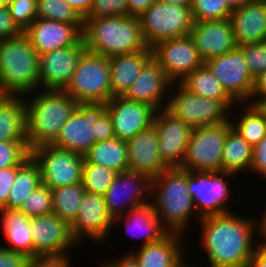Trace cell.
<instances>
[{
    "label": "cell",
    "instance_id": "obj_1",
    "mask_svg": "<svg viewBox=\"0 0 266 267\" xmlns=\"http://www.w3.org/2000/svg\"><path fill=\"white\" fill-rule=\"evenodd\" d=\"M198 221L201 224L200 242L209 267H248L257 247L254 234L259 232L253 218L247 219L230 211L201 217Z\"/></svg>",
    "mask_w": 266,
    "mask_h": 267
},
{
    "label": "cell",
    "instance_id": "obj_2",
    "mask_svg": "<svg viewBox=\"0 0 266 267\" xmlns=\"http://www.w3.org/2000/svg\"><path fill=\"white\" fill-rule=\"evenodd\" d=\"M82 40L88 51L108 58L148 48L139 18L130 15L85 17Z\"/></svg>",
    "mask_w": 266,
    "mask_h": 267
},
{
    "label": "cell",
    "instance_id": "obj_3",
    "mask_svg": "<svg viewBox=\"0 0 266 267\" xmlns=\"http://www.w3.org/2000/svg\"><path fill=\"white\" fill-rule=\"evenodd\" d=\"M35 93H29L33 99H26L25 102L26 137L30 150L39 145L52 144L79 105L64 91L42 90Z\"/></svg>",
    "mask_w": 266,
    "mask_h": 267
},
{
    "label": "cell",
    "instance_id": "obj_4",
    "mask_svg": "<svg viewBox=\"0 0 266 267\" xmlns=\"http://www.w3.org/2000/svg\"><path fill=\"white\" fill-rule=\"evenodd\" d=\"M39 89V54L27 35L21 32L0 41V95L28 99L29 93Z\"/></svg>",
    "mask_w": 266,
    "mask_h": 267
},
{
    "label": "cell",
    "instance_id": "obj_5",
    "mask_svg": "<svg viewBox=\"0 0 266 267\" xmlns=\"http://www.w3.org/2000/svg\"><path fill=\"white\" fill-rule=\"evenodd\" d=\"M151 191V204L162 225L184 235L192 213L197 214L188 191V171L168 168L152 180Z\"/></svg>",
    "mask_w": 266,
    "mask_h": 267
},
{
    "label": "cell",
    "instance_id": "obj_6",
    "mask_svg": "<svg viewBox=\"0 0 266 267\" xmlns=\"http://www.w3.org/2000/svg\"><path fill=\"white\" fill-rule=\"evenodd\" d=\"M63 91L79 105L106 104L112 98L109 58L86 50Z\"/></svg>",
    "mask_w": 266,
    "mask_h": 267
},
{
    "label": "cell",
    "instance_id": "obj_7",
    "mask_svg": "<svg viewBox=\"0 0 266 267\" xmlns=\"http://www.w3.org/2000/svg\"><path fill=\"white\" fill-rule=\"evenodd\" d=\"M138 18L149 48L164 40L190 35L194 23L191 7L160 0H155Z\"/></svg>",
    "mask_w": 266,
    "mask_h": 267
},
{
    "label": "cell",
    "instance_id": "obj_8",
    "mask_svg": "<svg viewBox=\"0 0 266 267\" xmlns=\"http://www.w3.org/2000/svg\"><path fill=\"white\" fill-rule=\"evenodd\" d=\"M231 122L192 129L184 161L188 172H222V152Z\"/></svg>",
    "mask_w": 266,
    "mask_h": 267
},
{
    "label": "cell",
    "instance_id": "obj_9",
    "mask_svg": "<svg viewBox=\"0 0 266 267\" xmlns=\"http://www.w3.org/2000/svg\"><path fill=\"white\" fill-rule=\"evenodd\" d=\"M176 84L175 94L167 101L166 110L190 128L213 126L230 121V109L220 100L198 96Z\"/></svg>",
    "mask_w": 266,
    "mask_h": 267
},
{
    "label": "cell",
    "instance_id": "obj_10",
    "mask_svg": "<svg viewBox=\"0 0 266 267\" xmlns=\"http://www.w3.org/2000/svg\"><path fill=\"white\" fill-rule=\"evenodd\" d=\"M31 157L39 165L42 183L51 189L82 181V154L45 144L31 149Z\"/></svg>",
    "mask_w": 266,
    "mask_h": 267
},
{
    "label": "cell",
    "instance_id": "obj_11",
    "mask_svg": "<svg viewBox=\"0 0 266 267\" xmlns=\"http://www.w3.org/2000/svg\"><path fill=\"white\" fill-rule=\"evenodd\" d=\"M229 172H188V191L193 198L197 219L230 212L227 199L231 196L228 187Z\"/></svg>",
    "mask_w": 266,
    "mask_h": 267
},
{
    "label": "cell",
    "instance_id": "obj_12",
    "mask_svg": "<svg viewBox=\"0 0 266 267\" xmlns=\"http://www.w3.org/2000/svg\"><path fill=\"white\" fill-rule=\"evenodd\" d=\"M227 94L239 105L249 103L255 77L246 64L242 50L236 49L204 62Z\"/></svg>",
    "mask_w": 266,
    "mask_h": 267
},
{
    "label": "cell",
    "instance_id": "obj_13",
    "mask_svg": "<svg viewBox=\"0 0 266 267\" xmlns=\"http://www.w3.org/2000/svg\"><path fill=\"white\" fill-rule=\"evenodd\" d=\"M151 51L152 58L173 83H179L204 64L190 35L161 41Z\"/></svg>",
    "mask_w": 266,
    "mask_h": 267
},
{
    "label": "cell",
    "instance_id": "obj_14",
    "mask_svg": "<svg viewBox=\"0 0 266 267\" xmlns=\"http://www.w3.org/2000/svg\"><path fill=\"white\" fill-rule=\"evenodd\" d=\"M151 185L152 180L144 174L129 170L117 173L113 184L104 194L107 211L112 219L152 202L146 200L148 195H145L148 190L147 194H151Z\"/></svg>",
    "mask_w": 266,
    "mask_h": 267
},
{
    "label": "cell",
    "instance_id": "obj_15",
    "mask_svg": "<svg viewBox=\"0 0 266 267\" xmlns=\"http://www.w3.org/2000/svg\"><path fill=\"white\" fill-rule=\"evenodd\" d=\"M153 126L158 135V151L162 161L168 168H180L192 128L165 108L156 111Z\"/></svg>",
    "mask_w": 266,
    "mask_h": 267
},
{
    "label": "cell",
    "instance_id": "obj_16",
    "mask_svg": "<svg viewBox=\"0 0 266 267\" xmlns=\"http://www.w3.org/2000/svg\"><path fill=\"white\" fill-rule=\"evenodd\" d=\"M31 233L33 258L64 255L78 244L72 235L70 224L54 213L31 218Z\"/></svg>",
    "mask_w": 266,
    "mask_h": 267
},
{
    "label": "cell",
    "instance_id": "obj_17",
    "mask_svg": "<svg viewBox=\"0 0 266 267\" xmlns=\"http://www.w3.org/2000/svg\"><path fill=\"white\" fill-rule=\"evenodd\" d=\"M83 40L78 44L39 55V84L41 90L63 91L70 82L82 55Z\"/></svg>",
    "mask_w": 266,
    "mask_h": 267
},
{
    "label": "cell",
    "instance_id": "obj_18",
    "mask_svg": "<svg viewBox=\"0 0 266 267\" xmlns=\"http://www.w3.org/2000/svg\"><path fill=\"white\" fill-rule=\"evenodd\" d=\"M113 224L114 220L107 211L104 195L85 192L78 214L70 226L77 242L88 237L100 243L107 238Z\"/></svg>",
    "mask_w": 266,
    "mask_h": 267
},
{
    "label": "cell",
    "instance_id": "obj_19",
    "mask_svg": "<svg viewBox=\"0 0 266 267\" xmlns=\"http://www.w3.org/2000/svg\"><path fill=\"white\" fill-rule=\"evenodd\" d=\"M103 107L112 118L115 138L127 141L153 125L156 109L146 103L123 96L111 98Z\"/></svg>",
    "mask_w": 266,
    "mask_h": 267
},
{
    "label": "cell",
    "instance_id": "obj_20",
    "mask_svg": "<svg viewBox=\"0 0 266 267\" xmlns=\"http://www.w3.org/2000/svg\"><path fill=\"white\" fill-rule=\"evenodd\" d=\"M39 55L72 47L82 40V31L74 24L37 18L24 31Z\"/></svg>",
    "mask_w": 266,
    "mask_h": 267
},
{
    "label": "cell",
    "instance_id": "obj_21",
    "mask_svg": "<svg viewBox=\"0 0 266 267\" xmlns=\"http://www.w3.org/2000/svg\"><path fill=\"white\" fill-rule=\"evenodd\" d=\"M172 83L163 68L151 58L123 97L130 101L146 103L158 111L166 108L167 101L164 98L168 95L164 93L171 91L170 87L174 86Z\"/></svg>",
    "mask_w": 266,
    "mask_h": 267
},
{
    "label": "cell",
    "instance_id": "obj_22",
    "mask_svg": "<svg viewBox=\"0 0 266 267\" xmlns=\"http://www.w3.org/2000/svg\"><path fill=\"white\" fill-rule=\"evenodd\" d=\"M190 36L204 62L237 48L230 19L194 21Z\"/></svg>",
    "mask_w": 266,
    "mask_h": 267
},
{
    "label": "cell",
    "instance_id": "obj_23",
    "mask_svg": "<svg viewBox=\"0 0 266 267\" xmlns=\"http://www.w3.org/2000/svg\"><path fill=\"white\" fill-rule=\"evenodd\" d=\"M126 142L129 171L144 174L153 180L168 169L159 155L158 135L153 125Z\"/></svg>",
    "mask_w": 266,
    "mask_h": 267
},
{
    "label": "cell",
    "instance_id": "obj_24",
    "mask_svg": "<svg viewBox=\"0 0 266 267\" xmlns=\"http://www.w3.org/2000/svg\"><path fill=\"white\" fill-rule=\"evenodd\" d=\"M94 134L93 105H78L52 144L84 155L96 143Z\"/></svg>",
    "mask_w": 266,
    "mask_h": 267
},
{
    "label": "cell",
    "instance_id": "obj_25",
    "mask_svg": "<svg viewBox=\"0 0 266 267\" xmlns=\"http://www.w3.org/2000/svg\"><path fill=\"white\" fill-rule=\"evenodd\" d=\"M229 19L237 47L266 41V0H253L234 9Z\"/></svg>",
    "mask_w": 266,
    "mask_h": 267
},
{
    "label": "cell",
    "instance_id": "obj_26",
    "mask_svg": "<svg viewBox=\"0 0 266 267\" xmlns=\"http://www.w3.org/2000/svg\"><path fill=\"white\" fill-rule=\"evenodd\" d=\"M183 235L178 232H168L161 239L140 246L129 252L137 261L139 267H173L182 253ZM182 242V243H181Z\"/></svg>",
    "mask_w": 266,
    "mask_h": 267
},
{
    "label": "cell",
    "instance_id": "obj_27",
    "mask_svg": "<svg viewBox=\"0 0 266 267\" xmlns=\"http://www.w3.org/2000/svg\"><path fill=\"white\" fill-rule=\"evenodd\" d=\"M152 58L151 48L129 54L109 57L112 98L123 96Z\"/></svg>",
    "mask_w": 266,
    "mask_h": 267
},
{
    "label": "cell",
    "instance_id": "obj_28",
    "mask_svg": "<svg viewBox=\"0 0 266 267\" xmlns=\"http://www.w3.org/2000/svg\"><path fill=\"white\" fill-rule=\"evenodd\" d=\"M25 99L23 95H0V142L27 141Z\"/></svg>",
    "mask_w": 266,
    "mask_h": 267
},
{
    "label": "cell",
    "instance_id": "obj_29",
    "mask_svg": "<svg viewBox=\"0 0 266 267\" xmlns=\"http://www.w3.org/2000/svg\"><path fill=\"white\" fill-rule=\"evenodd\" d=\"M2 230L9 250L33 258L31 218L18 209L0 208Z\"/></svg>",
    "mask_w": 266,
    "mask_h": 267
},
{
    "label": "cell",
    "instance_id": "obj_30",
    "mask_svg": "<svg viewBox=\"0 0 266 267\" xmlns=\"http://www.w3.org/2000/svg\"><path fill=\"white\" fill-rule=\"evenodd\" d=\"M121 218L124 220H127L125 225L126 228H129L128 232H130V235L134 233L135 235H138L139 232V238L140 236L143 237V244L141 246H145L148 243L155 242L159 239H161L163 236H165L169 231L162 225L160 219L157 217V215L154 212V209L152 207V204L149 202L146 205L133 208L129 210L126 214L119 216L114 219L115 222H118ZM131 222V224H130ZM130 224V226H129ZM132 224L134 226H132ZM129 226V227H128ZM132 226V227H131ZM136 227V228H135ZM138 231L136 232L135 231ZM133 230V231H132ZM132 232V233H131ZM142 233V234H141ZM132 234V235H134ZM131 235V236H132ZM137 237V236H135Z\"/></svg>",
    "mask_w": 266,
    "mask_h": 267
},
{
    "label": "cell",
    "instance_id": "obj_31",
    "mask_svg": "<svg viewBox=\"0 0 266 267\" xmlns=\"http://www.w3.org/2000/svg\"><path fill=\"white\" fill-rule=\"evenodd\" d=\"M179 83L198 96L222 101L230 110L237 104L205 64L189 73Z\"/></svg>",
    "mask_w": 266,
    "mask_h": 267
},
{
    "label": "cell",
    "instance_id": "obj_32",
    "mask_svg": "<svg viewBox=\"0 0 266 267\" xmlns=\"http://www.w3.org/2000/svg\"><path fill=\"white\" fill-rule=\"evenodd\" d=\"M252 158L253 147L231 127L224 141L222 172L236 175L250 170Z\"/></svg>",
    "mask_w": 266,
    "mask_h": 267
},
{
    "label": "cell",
    "instance_id": "obj_33",
    "mask_svg": "<svg viewBox=\"0 0 266 267\" xmlns=\"http://www.w3.org/2000/svg\"><path fill=\"white\" fill-rule=\"evenodd\" d=\"M84 158L91 163L103 165L116 172L128 170L127 142L113 138L96 142L85 154Z\"/></svg>",
    "mask_w": 266,
    "mask_h": 267
},
{
    "label": "cell",
    "instance_id": "obj_34",
    "mask_svg": "<svg viewBox=\"0 0 266 267\" xmlns=\"http://www.w3.org/2000/svg\"><path fill=\"white\" fill-rule=\"evenodd\" d=\"M42 184L39 165L30 157L18 170L3 208L20 209L25 199Z\"/></svg>",
    "mask_w": 266,
    "mask_h": 267
},
{
    "label": "cell",
    "instance_id": "obj_35",
    "mask_svg": "<svg viewBox=\"0 0 266 267\" xmlns=\"http://www.w3.org/2000/svg\"><path fill=\"white\" fill-rule=\"evenodd\" d=\"M244 105L246 108L239 121L230 119V122L232 128L253 147L266 136V107L250 103Z\"/></svg>",
    "mask_w": 266,
    "mask_h": 267
},
{
    "label": "cell",
    "instance_id": "obj_36",
    "mask_svg": "<svg viewBox=\"0 0 266 267\" xmlns=\"http://www.w3.org/2000/svg\"><path fill=\"white\" fill-rule=\"evenodd\" d=\"M82 183L52 189V213L71 224L84 196Z\"/></svg>",
    "mask_w": 266,
    "mask_h": 267
},
{
    "label": "cell",
    "instance_id": "obj_37",
    "mask_svg": "<svg viewBox=\"0 0 266 267\" xmlns=\"http://www.w3.org/2000/svg\"><path fill=\"white\" fill-rule=\"evenodd\" d=\"M118 172L84 158L82 181L85 192L104 195L113 184Z\"/></svg>",
    "mask_w": 266,
    "mask_h": 267
},
{
    "label": "cell",
    "instance_id": "obj_38",
    "mask_svg": "<svg viewBox=\"0 0 266 267\" xmlns=\"http://www.w3.org/2000/svg\"><path fill=\"white\" fill-rule=\"evenodd\" d=\"M37 18L76 25L83 30L84 19L65 0H37Z\"/></svg>",
    "mask_w": 266,
    "mask_h": 267
},
{
    "label": "cell",
    "instance_id": "obj_39",
    "mask_svg": "<svg viewBox=\"0 0 266 267\" xmlns=\"http://www.w3.org/2000/svg\"><path fill=\"white\" fill-rule=\"evenodd\" d=\"M191 10L195 22L229 19L233 12L227 0H192Z\"/></svg>",
    "mask_w": 266,
    "mask_h": 267
},
{
    "label": "cell",
    "instance_id": "obj_40",
    "mask_svg": "<svg viewBox=\"0 0 266 267\" xmlns=\"http://www.w3.org/2000/svg\"><path fill=\"white\" fill-rule=\"evenodd\" d=\"M19 210L30 218L52 213V189L42 183L29 194Z\"/></svg>",
    "mask_w": 266,
    "mask_h": 267
},
{
    "label": "cell",
    "instance_id": "obj_41",
    "mask_svg": "<svg viewBox=\"0 0 266 267\" xmlns=\"http://www.w3.org/2000/svg\"><path fill=\"white\" fill-rule=\"evenodd\" d=\"M30 157L27 141L0 142V169L22 166Z\"/></svg>",
    "mask_w": 266,
    "mask_h": 267
},
{
    "label": "cell",
    "instance_id": "obj_42",
    "mask_svg": "<svg viewBox=\"0 0 266 267\" xmlns=\"http://www.w3.org/2000/svg\"><path fill=\"white\" fill-rule=\"evenodd\" d=\"M37 0H12L8 8L13 22L23 32L37 19Z\"/></svg>",
    "mask_w": 266,
    "mask_h": 267
},
{
    "label": "cell",
    "instance_id": "obj_43",
    "mask_svg": "<svg viewBox=\"0 0 266 267\" xmlns=\"http://www.w3.org/2000/svg\"><path fill=\"white\" fill-rule=\"evenodd\" d=\"M239 48L242 50L246 64L254 77L266 71V41L245 44Z\"/></svg>",
    "mask_w": 266,
    "mask_h": 267
},
{
    "label": "cell",
    "instance_id": "obj_44",
    "mask_svg": "<svg viewBox=\"0 0 266 267\" xmlns=\"http://www.w3.org/2000/svg\"><path fill=\"white\" fill-rule=\"evenodd\" d=\"M127 0H93L89 14L86 17H113L128 15Z\"/></svg>",
    "mask_w": 266,
    "mask_h": 267
},
{
    "label": "cell",
    "instance_id": "obj_45",
    "mask_svg": "<svg viewBox=\"0 0 266 267\" xmlns=\"http://www.w3.org/2000/svg\"><path fill=\"white\" fill-rule=\"evenodd\" d=\"M93 127L96 142L115 138L112 118L103 106H93Z\"/></svg>",
    "mask_w": 266,
    "mask_h": 267
},
{
    "label": "cell",
    "instance_id": "obj_46",
    "mask_svg": "<svg viewBox=\"0 0 266 267\" xmlns=\"http://www.w3.org/2000/svg\"><path fill=\"white\" fill-rule=\"evenodd\" d=\"M21 166H11L0 169V208L7 204L8 194L14 183L17 170Z\"/></svg>",
    "mask_w": 266,
    "mask_h": 267
},
{
    "label": "cell",
    "instance_id": "obj_47",
    "mask_svg": "<svg viewBox=\"0 0 266 267\" xmlns=\"http://www.w3.org/2000/svg\"><path fill=\"white\" fill-rule=\"evenodd\" d=\"M30 259L26 254L0 246V267H28Z\"/></svg>",
    "mask_w": 266,
    "mask_h": 267
},
{
    "label": "cell",
    "instance_id": "obj_48",
    "mask_svg": "<svg viewBox=\"0 0 266 267\" xmlns=\"http://www.w3.org/2000/svg\"><path fill=\"white\" fill-rule=\"evenodd\" d=\"M251 170L266 179V136L253 146Z\"/></svg>",
    "mask_w": 266,
    "mask_h": 267
},
{
    "label": "cell",
    "instance_id": "obj_49",
    "mask_svg": "<svg viewBox=\"0 0 266 267\" xmlns=\"http://www.w3.org/2000/svg\"><path fill=\"white\" fill-rule=\"evenodd\" d=\"M21 32L13 22L9 8L0 6V41L18 36Z\"/></svg>",
    "mask_w": 266,
    "mask_h": 267
},
{
    "label": "cell",
    "instance_id": "obj_50",
    "mask_svg": "<svg viewBox=\"0 0 266 267\" xmlns=\"http://www.w3.org/2000/svg\"><path fill=\"white\" fill-rule=\"evenodd\" d=\"M70 255L36 256L30 259L28 267H70Z\"/></svg>",
    "mask_w": 266,
    "mask_h": 267
},
{
    "label": "cell",
    "instance_id": "obj_51",
    "mask_svg": "<svg viewBox=\"0 0 266 267\" xmlns=\"http://www.w3.org/2000/svg\"><path fill=\"white\" fill-rule=\"evenodd\" d=\"M249 103L259 106L266 105V71L255 77Z\"/></svg>",
    "mask_w": 266,
    "mask_h": 267
},
{
    "label": "cell",
    "instance_id": "obj_52",
    "mask_svg": "<svg viewBox=\"0 0 266 267\" xmlns=\"http://www.w3.org/2000/svg\"><path fill=\"white\" fill-rule=\"evenodd\" d=\"M155 0H127L128 2V15L130 16H140L144 11H146Z\"/></svg>",
    "mask_w": 266,
    "mask_h": 267
},
{
    "label": "cell",
    "instance_id": "obj_53",
    "mask_svg": "<svg viewBox=\"0 0 266 267\" xmlns=\"http://www.w3.org/2000/svg\"><path fill=\"white\" fill-rule=\"evenodd\" d=\"M84 19L91 10L93 0H65Z\"/></svg>",
    "mask_w": 266,
    "mask_h": 267
},
{
    "label": "cell",
    "instance_id": "obj_54",
    "mask_svg": "<svg viewBox=\"0 0 266 267\" xmlns=\"http://www.w3.org/2000/svg\"><path fill=\"white\" fill-rule=\"evenodd\" d=\"M103 267H139L137 261L135 258L130 254L127 253L126 255L120 257V259H117L112 261H109L102 265Z\"/></svg>",
    "mask_w": 266,
    "mask_h": 267
},
{
    "label": "cell",
    "instance_id": "obj_55",
    "mask_svg": "<svg viewBox=\"0 0 266 267\" xmlns=\"http://www.w3.org/2000/svg\"><path fill=\"white\" fill-rule=\"evenodd\" d=\"M248 267H266V254L257 246Z\"/></svg>",
    "mask_w": 266,
    "mask_h": 267
},
{
    "label": "cell",
    "instance_id": "obj_56",
    "mask_svg": "<svg viewBox=\"0 0 266 267\" xmlns=\"http://www.w3.org/2000/svg\"><path fill=\"white\" fill-rule=\"evenodd\" d=\"M265 212H263V216H261V219L258 221V234L261 236V238H266V209H264Z\"/></svg>",
    "mask_w": 266,
    "mask_h": 267
},
{
    "label": "cell",
    "instance_id": "obj_57",
    "mask_svg": "<svg viewBox=\"0 0 266 267\" xmlns=\"http://www.w3.org/2000/svg\"><path fill=\"white\" fill-rule=\"evenodd\" d=\"M253 0H227V3L231 7L232 10L240 8L241 6L246 5L247 3Z\"/></svg>",
    "mask_w": 266,
    "mask_h": 267
},
{
    "label": "cell",
    "instance_id": "obj_58",
    "mask_svg": "<svg viewBox=\"0 0 266 267\" xmlns=\"http://www.w3.org/2000/svg\"><path fill=\"white\" fill-rule=\"evenodd\" d=\"M165 3L174 4L177 6L191 7L192 0H160Z\"/></svg>",
    "mask_w": 266,
    "mask_h": 267
},
{
    "label": "cell",
    "instance_id": "obj_59",
    "mask_svg": "<svg viewBox=\"0 0 266 267\" xmlns=\"http://www.w3.org/2000/svg\"><path fill=\"white\" fill-rule=\"evenodd\" d=\"M183 257H184V255L182 254L180 256V258L174 263L173 267H192V266L187 264L186 260H184Z\"/></svg>",
    "mask_w": 266,
    "mask_h": 267
},
{
    "label": "cell",
    "instance_id": "obj_60",
    "mask_svg": "<svg viewBox=\"0 0 266 267\" xmlns=\"http://www.w3.org/2000/svg\"><path fill=\"white\" fill-rule=\"evenodd\" d=\"M261 240L262 242L259 241L260 243L257 245L266 254V238H261Z\"/></svg>",
    "mask_w": 266,
    "mask_h": 267
},
{
    "label": "cell",
    "instance_id": "obj_61",
    "mask_svg": "<svg viewBox=\"0 0 266 267\" xmlns=\"http://www.w3.org/2000/svg\"><path fill=\"white\" fill-rule=\"evenodd\" d=\"M12 0H0V6L8 7Z\"/></svg>",
    "mask_w": 266,
    "mask_h": 267
}]
</instances>
